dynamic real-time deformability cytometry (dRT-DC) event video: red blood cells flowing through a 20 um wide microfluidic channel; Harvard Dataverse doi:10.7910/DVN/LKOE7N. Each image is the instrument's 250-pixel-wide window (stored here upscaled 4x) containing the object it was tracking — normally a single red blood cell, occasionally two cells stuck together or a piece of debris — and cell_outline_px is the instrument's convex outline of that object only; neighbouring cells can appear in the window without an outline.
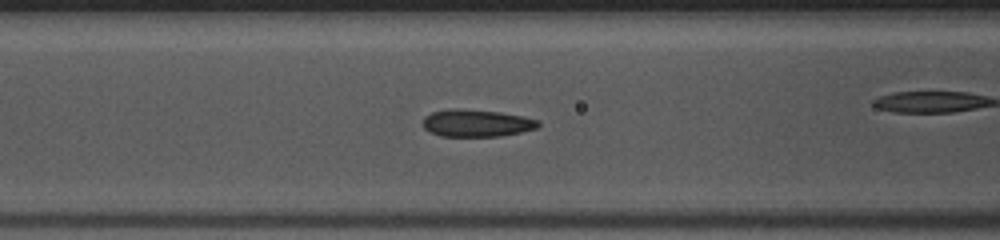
{"species": "common noctule bat (a hibernating species)", "species_latin": "Nyctalus noctula", "temperature_condition": "warm", "stored_images_in_passage": 37, "camera_frame_rate_fps": 3000, "um_per_image_px": 0.085, "animal": {"sex": "female", "body_mass_g": 10.0, "forearm_length_mm": 53.1}, "frame": {"image": 1, "passage_image": 6, "time_ms": 1.667, "image_size_px": [1000, 240], "cell_outline_px": [[540, 124], [536, 128], [520, 132], [500, 136], [440, 136], [424, 128], [424, 116], [432, 112], [448, 108], [456, 108], [500, 112], [524, 116], [540, 120]], "centroid_in_image_um": [40.52, 10.45], "position_along_channel_um": 126.1, "area_um2": 18.32}}
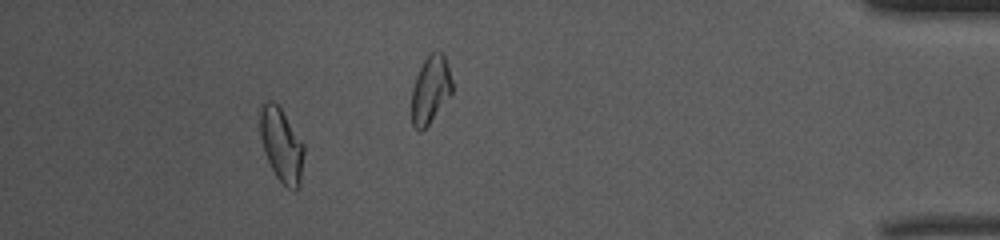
{"frame": {"image": 2, "passage_image": 32, "time_ms": 10.333, "image_size_px": [1000, 240], "cell_outline_px": [[304, 152], [300, 188], [288, 188], [276, 176], [264, 152], [260, 136], [256, 112], [260, 104], [264, 100], [272, 100], [280, 108], [304, 144]], "centroid_in_image_um": [23.87, 12.24], "position_along_channel_um": 411.3, "area_um2": 19.25}, "authors_computed_cell_mechanics": {"area_um2": 18.3226, "velocity_mm_per_s": 4.0713, "shape_relaxation_time_tau1_ms": 2.1654, "shape_relaxation_time_tau2_ms": 0.7366, "deformation_change_tau1": 0.1034, "deformation_change_tau2": 0.0581}}